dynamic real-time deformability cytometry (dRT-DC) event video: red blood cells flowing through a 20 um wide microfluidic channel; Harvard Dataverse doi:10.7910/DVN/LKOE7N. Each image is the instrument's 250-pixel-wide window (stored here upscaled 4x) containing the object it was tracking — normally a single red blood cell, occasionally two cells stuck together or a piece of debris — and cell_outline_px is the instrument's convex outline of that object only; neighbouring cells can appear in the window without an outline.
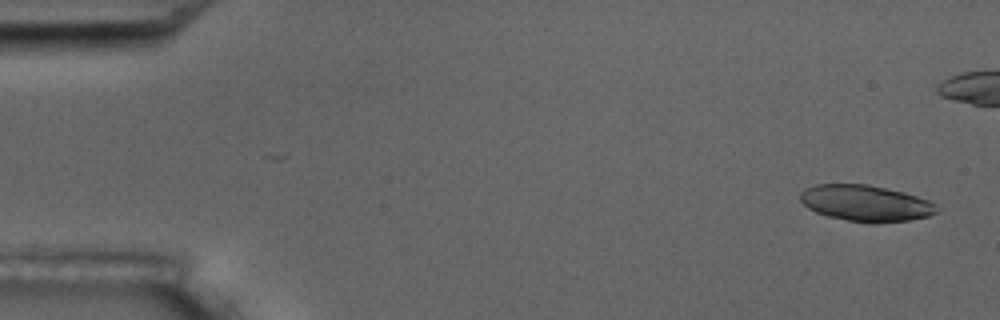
{"species": "common noctule bat (a hibernating species)", "species_latin": "Nyctalus noctula", "temperature_condition": "room temperature", "stored_images_in_passage": 6, "camera_frame_rate_fps": 3000, "um_per_image_px": 0.085, "animal": {"sex": "male", "body_mass_g": 17.5, "forearm_length_mm": 52.3}, "frame": {"image": 1, "passage_image": 1, "time_ms": 0.0, "image_size_px": [1000, 320], "cell_outline_px": [[936, 212], [928, 216], [908, 220], [876, 224], [868, 224], [828, 216], [816, 212], [808, 208], [800, 200], [800, 192], [804, 188], [816, 184], [868, 184], [904, 192], [928, 200], [932, 204]], "centroid_in_image_um": [73.52, 17.27], "position_along_channel_um": 11.5, "area_um2": 28.73}}